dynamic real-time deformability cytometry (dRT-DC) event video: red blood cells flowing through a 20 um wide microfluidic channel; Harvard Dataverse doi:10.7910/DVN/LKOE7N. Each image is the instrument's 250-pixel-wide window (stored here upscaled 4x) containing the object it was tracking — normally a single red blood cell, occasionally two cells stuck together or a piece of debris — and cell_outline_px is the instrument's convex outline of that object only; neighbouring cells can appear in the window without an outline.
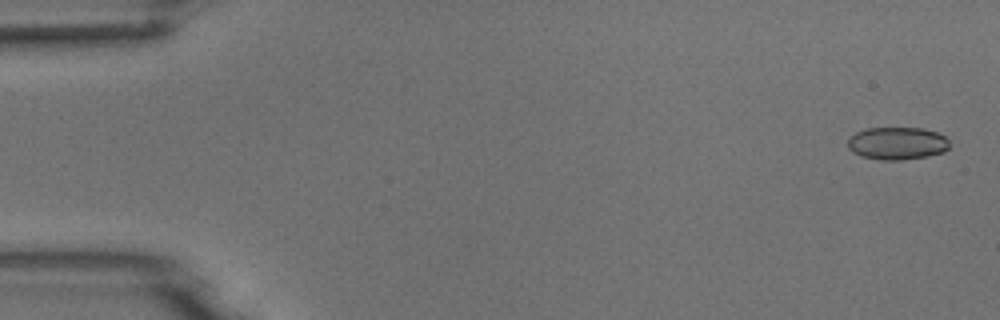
{"species": "common noctule bat (a hibernating species)", "species_latin": "Nyctalus noctula", "temperature_condition": "room temperature", "stored_images_in_passage": 5, "camera_frame_rate_fps": 3000, "um_per_image_px": 0.085, "animal": {"sex": "male", "body_mass_g": 18.8}, "frame": {"image": 1, "passage_image": 1, "time_ms": 0.0, "image_size_px": [1000, 320], "cell_outline_px": [[948, 148], [944, 152], [928, 156], [900, 160], [880, 160], [860, 156], [852, 152], [848, 148], [848, 140], [856, 132], [868, 128], [920, 128], [936, 132], [944, 136], [948, 140]], "centroid_in_image_um": [76.24, 12.19], "position_along_channel_um": 8.8, "area_um2": 19.31}}
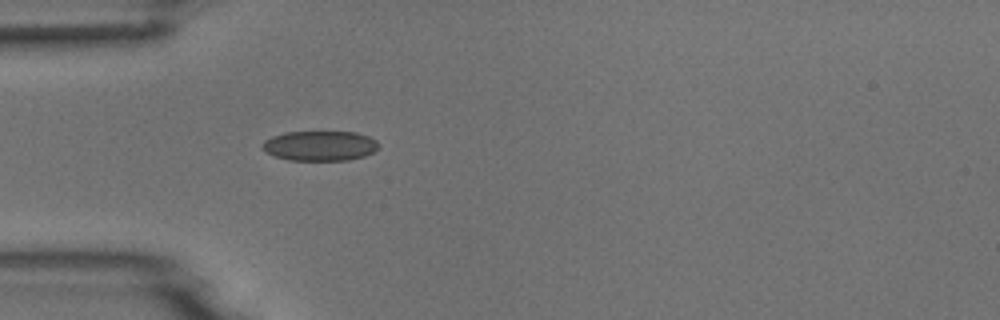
{"frame": {"image": 2, "passage_image": 5, "time_ms": 1.333, "image_size_px": [1000, 320], "cell_outline_px": [[380, 144], [372, 152], [364, 156], [348, 160], [288, 160], [276, 156], [268, 152], [260, 144], [264, 140], [272, 136], [284, 132], [356, 132], [368, 136], [376, 140]], "centroid_in_image_um": [27.19, 12.38], "position_along_channel_um": 57.8, "area_um2": 20.17}}